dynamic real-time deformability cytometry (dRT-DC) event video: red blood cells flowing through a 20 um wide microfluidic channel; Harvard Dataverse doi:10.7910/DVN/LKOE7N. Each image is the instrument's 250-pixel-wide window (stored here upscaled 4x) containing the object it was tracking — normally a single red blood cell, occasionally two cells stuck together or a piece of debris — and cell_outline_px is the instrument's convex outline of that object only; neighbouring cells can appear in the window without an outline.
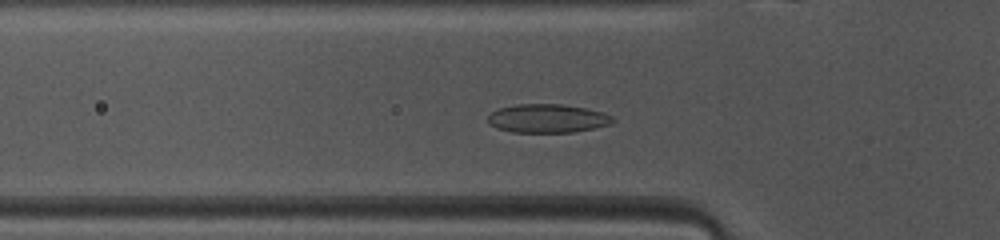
{"species": "common noctule bat (a hibernating species)", "species_latin": "Nyctalus noctula", "temperature_condition": "warm", "stored_images_in_passage": 38, "camera_frame_rate_fps": 3000, "um_per_image_px": 0.085, "animal": {"sex": "female", "body_mass_g": 10.0, "forearm_length_mm": 53.1}, "frame": {"image": 1, "passage_image": 5, "time_ms": 1.333, "image_size_px": [1000, 240], "cell_outline_px": [[616, 120], [612, 124], [572, 132], [512, 132], [496, 128], [488, 124], [488, 116], [492, 112], [500, 108], [516, 104], [560, 104], [584, 108], [604, 112], [612, 116]], "centroid_in_image_um": [46.53, 10.07], "position_along_channel_um": 79.3, "area_um2": 20.81}}
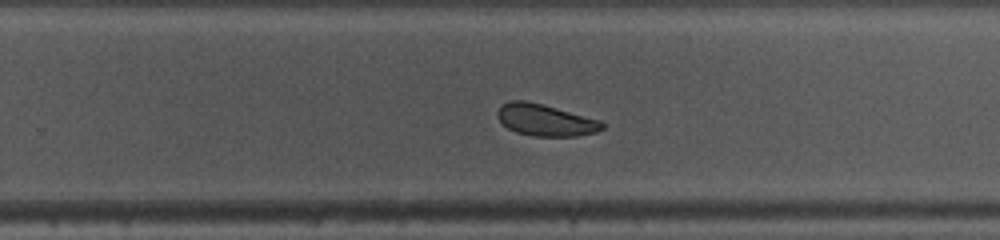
{"frame": {"image": 2, "passage_image": 20, "time_ms": 6.333, "image_size_px": [1000, 240], "cell_outline_px": [[604, 128], [596, 132], [576, 136], [532, 136], [516, 132], [508, 128], [496, 116], [496, 112], [500, 104], [512, 100], [524, 100], [556, 108], [600, 120], [604, 124]], "centroid_in_image_um": [46.32, 10.21], "position_along_channel_um": 283.5, "area_um2": 19.25}}
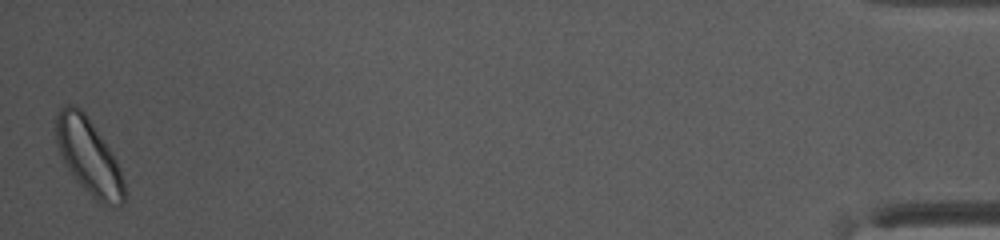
{"frame": {"image": 3, "passage_image": 38, "time_ms": 12.333, "image_size_px": [1000, 240], "cell_outline_px": [[124, 204], [100, 204], [76, 180], [68, 168], [56, 144], [56, 112], [60, 108], [68, 104], [72, 104], [80, 108], [84, 112], [116, 160], [120, 168], [124, 180]], "centroid_in_image_um": [7.53, 13.29], "position_along_channel_um": 427.7, "area_um2": 29.42}, "authors_computed_cell_mechanics": {"area_um2": 20.23, "velocity_mm_per_s": 4.0749, "shape_relaxation_time_tau1_ms": 2.7754, "shape_relaxation_time_tau2_ms": null, "deformation_change_tau1": 0.0878, "deformation_change_tau2": null}}